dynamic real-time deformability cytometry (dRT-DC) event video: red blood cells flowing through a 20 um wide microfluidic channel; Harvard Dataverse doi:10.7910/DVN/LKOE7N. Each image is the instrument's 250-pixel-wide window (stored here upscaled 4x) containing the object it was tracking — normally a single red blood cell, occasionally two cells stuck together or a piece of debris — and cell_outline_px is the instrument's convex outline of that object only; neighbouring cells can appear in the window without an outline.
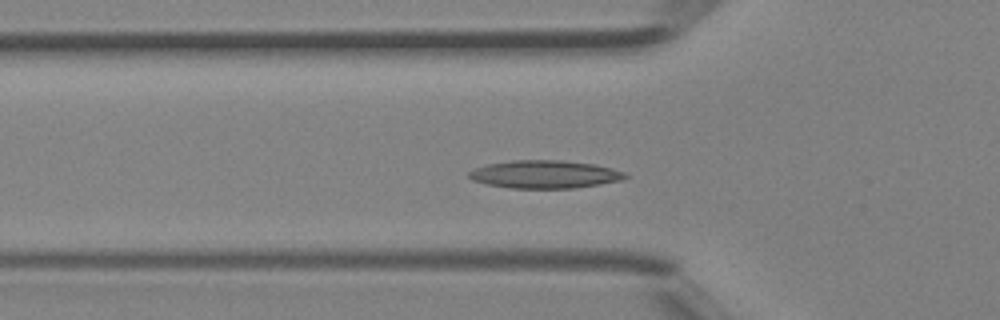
{"species": "Egyptian fruit bat (a non-hibernating species)", "species_latin": "Rousettus aegyptiacus", "temperature_condition": "room temperature", "stored_images_in_passage": 40, "camera_frame_rate_fps": 3000, "um_per_image_px": 0.085, "animal": {"sex": "female"}, "frame": {"image": 1, "passage_image": 12, "time_ms": 3.667, "image_size_px": [1000, 320], "cell_outline_px": [[628, 176], [624, 180], [600, 184], [572, 188], [508, 188], [488, 184], [472, 180], [468, 176], [468, 172], [476, 168], [488, 164], [512, 160], [560, 160], [596, 164], [612, 168], [624, 172]], "centroid_in_image_um": [46.33, 14.81], "position_along_channel_um": 79.5, "area_um2": 25.43}}
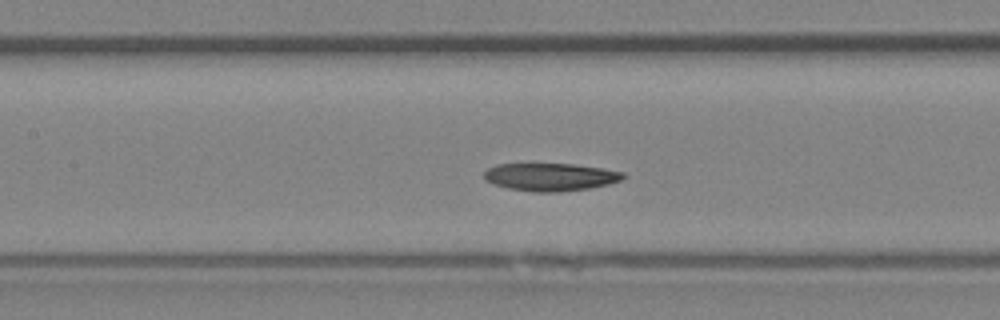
{"frame": {"image": 2, "passage_image": 17, "time_ms": 5.333, "image_size_px": [1000, 320], "cell_outline_px": [[628, 176], [620, 180], [608, 184], [588, 188], [560, 192], [532, 192], [508, 188], [492, 184], [484, 180], [484, 172], [488, 168], [496, 164], [572, 164], [600, 168], [624, 172]], "centroid_in_image_um": [46.76, 15.04], "position_along_channel_um": 160.6, "area_um2": 22.54}}
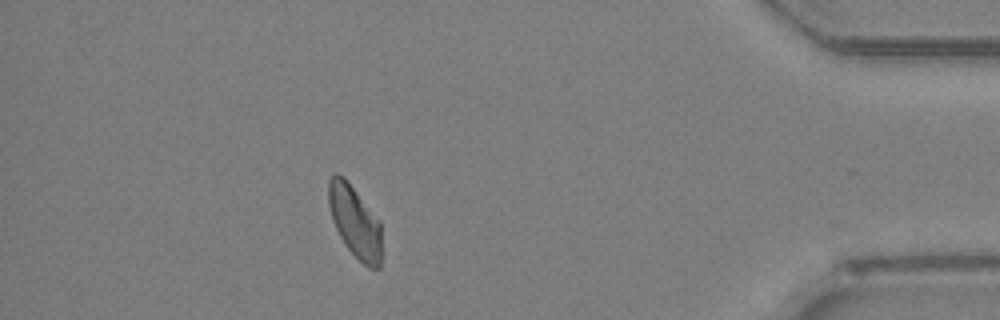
{"frame": {"image": 3, "passage_image": 35, "time_ms": 11.333, "image_size_px": [1000, 320], "cell_outline_px": [[380, 268], [368, 268], [344, 244], [332, 220], [328, 204], [328, 180], [336, 172], [344, 176], [380, 220]], "centroid_in_image_um": [30.14, 18.79], "position_along_channel_um": 405.1, "area_um2": 22.14}}